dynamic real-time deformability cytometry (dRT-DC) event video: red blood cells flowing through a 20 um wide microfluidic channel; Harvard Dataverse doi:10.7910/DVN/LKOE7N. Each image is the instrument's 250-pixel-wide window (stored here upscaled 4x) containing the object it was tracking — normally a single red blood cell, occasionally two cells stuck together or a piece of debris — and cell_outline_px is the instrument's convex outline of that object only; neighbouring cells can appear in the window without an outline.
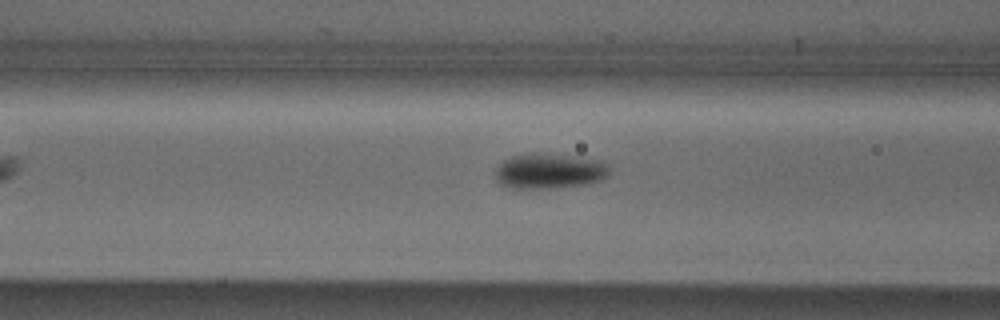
{"species": "Egyptian fruit bat (a non-hibernating species)", "species_latin": "Rousettus aegyptiacus", "temperature_condition": "cold", "stored_images_in_passage": 37, "camera_frame_rate_fps": 3000, "um_per_image_px": 0.085, "animal": {"sex": "male"}, "frame": {"image": 1, "passage_image": 14, "time_ms": 4.333, "image_size_px": [1000, 320], "cell_outline_px": [[608, 176], [600, 180], [584, 184], [548, 188], [512, 188], [500, 184], [496, 180], [496, 168], [504, 160], [512, 156], [564, 156], [604, 160], [608, 164]], "centroid_in_image_um": [46.72, 14.58], "position_along_channel_um": 119.9, "area_um2": 22.43}}
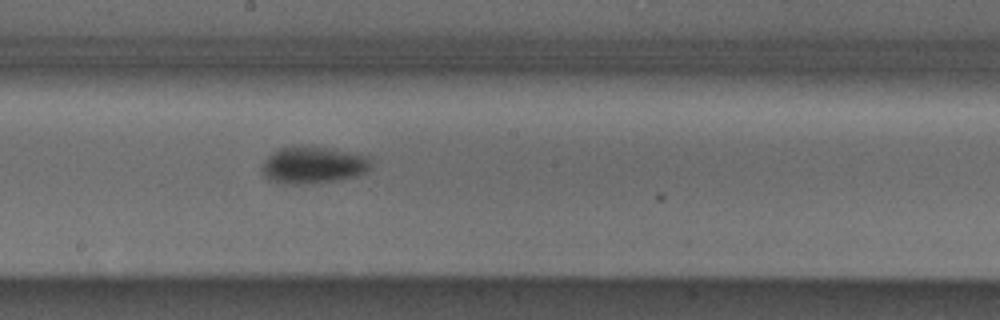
{"frame": {"image": 2, "passage_image": 22, "time_ms": 7.0, "image_size_px": [1000, 320], "cell_outline_px": [[372, 168], [368, 172], [360, 176], [312, 184], [284, 184], [268, 180], [260, 172], [260, 168], [264, 160], [272, 152], [280, 148], [308, 144], [332, 148], [368, 156], [372, 160]], "centroid_in_image_um": [26.63, 14.02], "position_along_channel_um": 221.6, "area_um2": 24.45}}
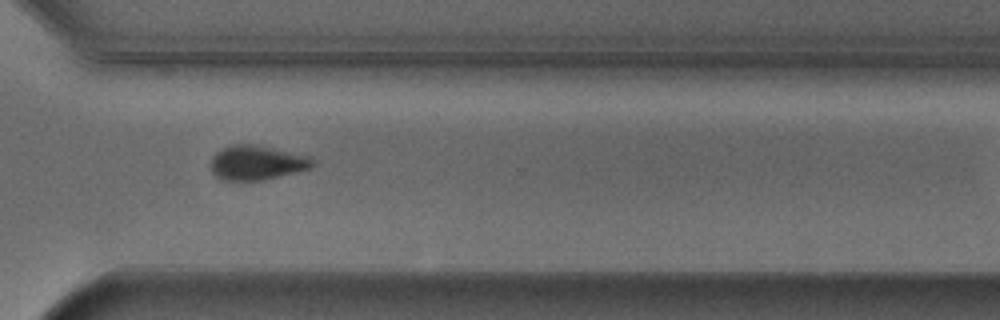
{"frame": {"image": 3, "passage_image": 32, "time_ms": 10.333, "image_size_px": [1000, 320], "cell_outline_px": [[316, 164], [312, 168], [264, 180], [220, 180], [212, 172], [212, 156], [216, 152], [232, 144], [252, 144], [308, 156], [316, 160]], "centroid_in_image_um": [21.85, 13.84], "position_along_channel_um": 348.8, "area_um2": 20.35}}